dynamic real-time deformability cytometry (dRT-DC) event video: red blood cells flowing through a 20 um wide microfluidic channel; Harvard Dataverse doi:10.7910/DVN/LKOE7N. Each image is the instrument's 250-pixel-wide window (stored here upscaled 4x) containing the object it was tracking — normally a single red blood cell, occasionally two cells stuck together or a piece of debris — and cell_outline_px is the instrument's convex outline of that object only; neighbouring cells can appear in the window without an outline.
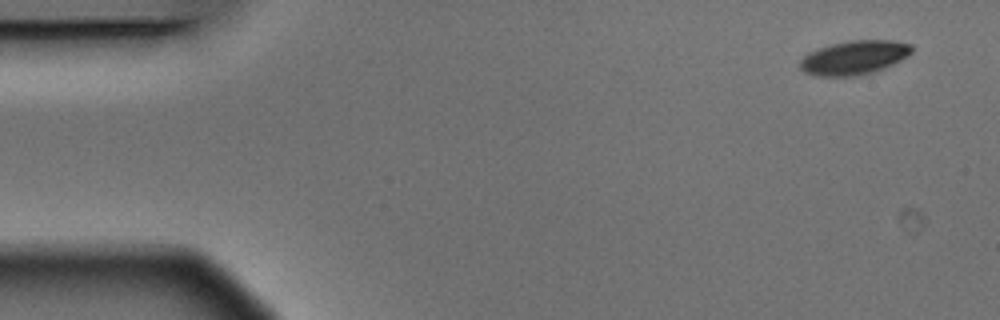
{"species": "Egyptian fruit bat (a non-hibernating species)", "species_latin": "Rousettus aegyptiacus", "temperature_condition": "warm", "stored_images_in_passage": 5, "camera_frame_rate_fps": 3000, "um_per_image_px": 0.085, "animal": {"sex": "male"}, "frame": {"image": 1, "passage_image": 1, "time_ms": 0.0, "image_size_px": [1000, 320], "cell_outline_px": [[912, 52], [908, 56], [884, 68], [872, 72], [852, 76], [820, 76], [804, 72], [800, 68], [800, 60], [808, 52], [832, 44], [852, 40], [892, 40], [912, 44]], "centroid_in_image_um": [72.61, 4.89], "position_along_channel_um": 12.4, "area_um2": 21.96}}
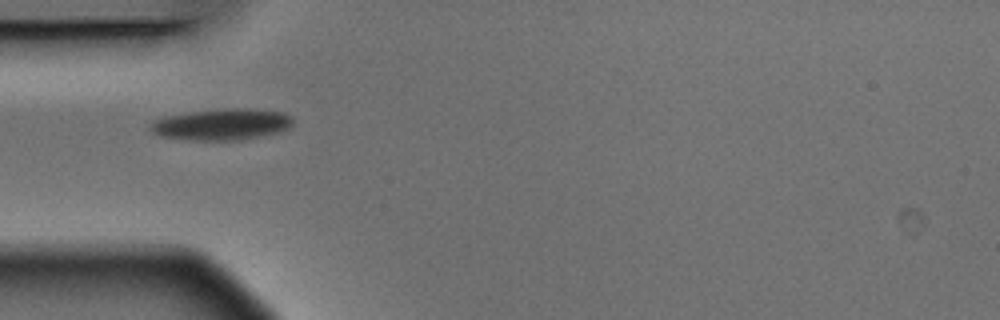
{"frame": {"image": 2, "passage_image": 5, "time_ms": 1.333, "image_size_px": [1000, 320], "cell_outline_px": [[292, 124], [288, 128], [276, 132], [240, 140], [188, 140], [160, 136], [152, 132], [148, 128], [148, 124], [152, 120], [164, 116], [188, 112], [224, 108], [244, 108], [284, 112], [292, 120]], "centroid_in_image_um": [18.75, 10.56], "position_along_channel_um": 66.3, "area_um2": 26.07}}